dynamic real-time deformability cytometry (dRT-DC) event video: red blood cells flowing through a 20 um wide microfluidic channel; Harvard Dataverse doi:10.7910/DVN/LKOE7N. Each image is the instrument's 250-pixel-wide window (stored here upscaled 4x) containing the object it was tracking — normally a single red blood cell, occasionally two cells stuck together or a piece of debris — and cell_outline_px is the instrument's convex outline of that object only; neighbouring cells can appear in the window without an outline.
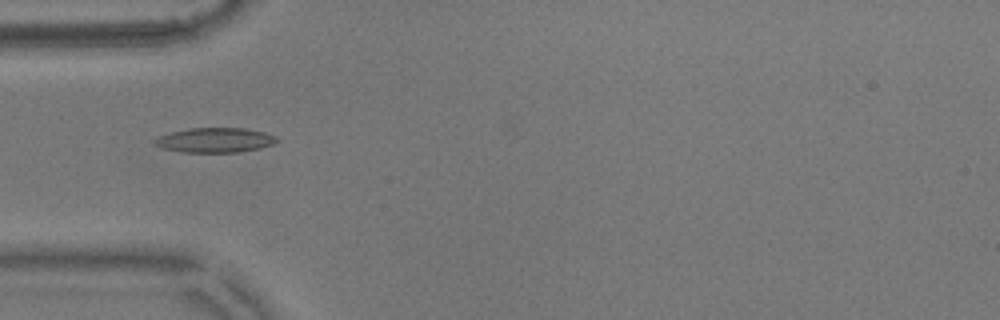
{"species": "common noctule bat (a hibernating species)", "species_latin": "Nyctalus noctula", "temperature_condition": "warm", "stored_images_in_passage": 46, "camera_frame_rate_fps": 3000, "um_per_image_px": 0.085, "animal": {"sex": "male", "body_mass_g": 17.9}, "frame": {"image": 1, "passage_image": 7, "time_ms": 2.0, "image_size_px": [1000, 320], "cell_outline_px": [[280, 140], [272, 144], [256, 148], [236, 152], [184, 152], [160, 148], [156, 144], [156, 140], [160, 136], [172, 132], [192, 128], [244, 128], [264, 132], [276, 136]], "centroid_in_image_um": [18.3, 11.9], "position_along_channel_um": 66.7, "area_um2": 17.22}}
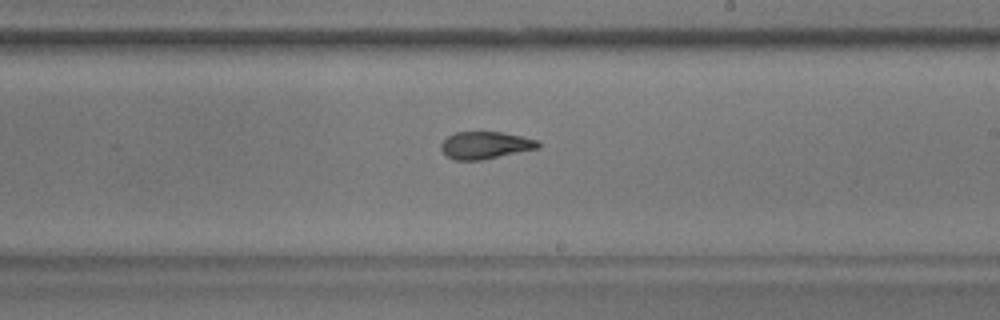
{"frame": {"image": 2, "passage_image": 22, "time_ms": 7.0, "image_size_px": [1000, 320], "cell_outline_px": [[540, 148], [480, 160], [456, 160], [448, 156], [440, 148], [440, 144], [448, 136], [456, 132], [500, 132], [520, 136], [536, 140], [540, 144]], "centroid_in_image_um": [41.24, 12.34], "position_along_channel_um": 247.8, "area_um2": 15.2}}
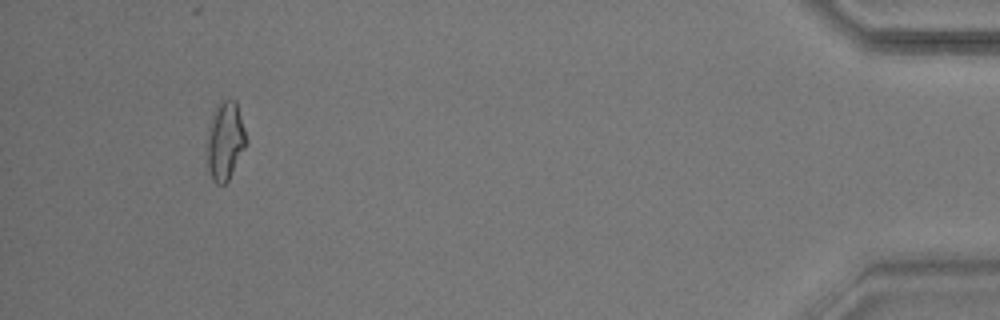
{"frame": {"image": 3, "passage_image": 42, "time_ms": 13.667, "image_size_px": [1000, 320], "cell_outline_px": [[248, 140], [228, 180], [224, 184], [216, 184], [212, 180], [208, 168], [208, 128], [212, 112], [224, 100], [236, 100]], "centroid_in_image_um": [19.14, 11.96], "position_along_channel_um": 416.1, "area_um2": 17.57}, "authors_computed_cell_mechanics": {"area_um2": 16.184, "velocity_mm_per_s": 3.6049, "shape_relaxation_time_tau1_ms": null, "shape_relaxation_time_tau2_ms": 2.5822, "deformation_change_tau1": null, "deformation_change_tau2": 0.0695}}